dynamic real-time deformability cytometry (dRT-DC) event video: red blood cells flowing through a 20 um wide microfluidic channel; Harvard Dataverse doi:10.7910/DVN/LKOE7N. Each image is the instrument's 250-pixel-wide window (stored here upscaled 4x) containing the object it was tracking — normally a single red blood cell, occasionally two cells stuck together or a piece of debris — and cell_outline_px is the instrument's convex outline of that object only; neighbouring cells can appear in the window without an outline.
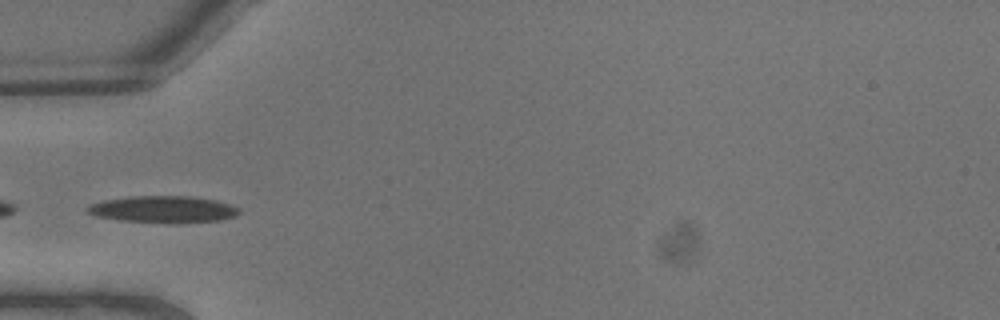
{"species": "common noctule bat (a hibernating species)", "species_latin": "Nyctalus noctula", "temperature_condition": "warm", "stored_images_in_passage": 8, "camera_frame_rate_fps": 3000, "um_per_image_px": 0.085, "animal": {"sex": "male", "body_mass_g": 13.3}, "frame": {"image": 1, "passage_image": 6, "time_ms": 1.667, "image_size_px": [1000, 320], "cell_outline_px": [[240, 212], [236, 216], [220, 220], [120, 220], [96, 216], [88, 212], [84, 208], [92, 204], [104, 200], [132, 196], [188, 196], [216, 200], [228, 204], [236, 208]], "centroid_in_image_um": [13.82, 17.74], "position_along_channel_um": 71.2, "area_um2": 22.25}}
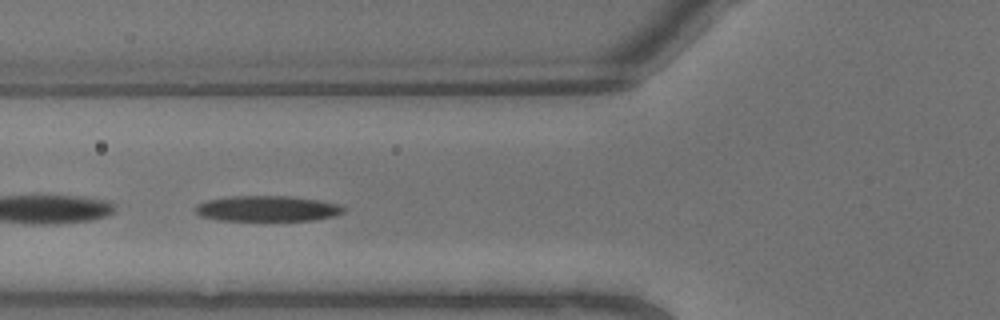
{"frame": {"image": 2, "passage_image": 7, "time_ms": 2.0, "image_size_px": [1000, 320], "cell_outline_px": [[344, 212], [336, 216], [312, 220], [216, 220], [200, 216], [196, 212], [196, 204], [208, 200], [232, 196], [288, 196], [320, 200], [340, 204], [344, 208]], "centroid_in_image_um": [22.74, 17.73], "position_along_channel_um": 103.1, "area_um2": 22.08}}